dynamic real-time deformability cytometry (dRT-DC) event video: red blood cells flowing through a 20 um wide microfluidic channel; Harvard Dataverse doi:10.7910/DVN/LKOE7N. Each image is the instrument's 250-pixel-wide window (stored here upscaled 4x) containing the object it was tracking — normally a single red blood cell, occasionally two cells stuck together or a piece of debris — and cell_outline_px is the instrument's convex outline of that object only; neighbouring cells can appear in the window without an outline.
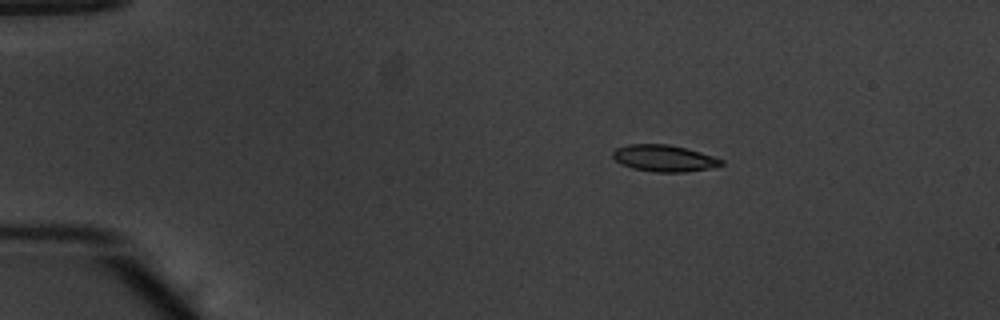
{"species": "common noctule bat (a hibernating species)", "species_latin": "Nyctalus noctula", "temperature_condition": "warm", "stored_images_in_passage": 53, "camera_frame_rate_fps": 3000, "um_per_image_px": 0.085, "animal": {"sex": "male", "body_mass_g": 20.1, "forearm_length_mm": 53.5}, "frame": {"image": 1, "passage_image": 9, "time_ms": 2.667, "image_size_px": [1000, 320], "cell_outline_px": [[724, 164], [712, 168], [684, 172], [656, 172], [632, 168], [620, 164], [612, 156], [612, 152], [616, 148], [628, 144], [668, 144], [700, 152], [724, 160]], "centroid_in_image_um": [56.43, 13.45], "position_along_channel_um": 28.6, "area_um2": 16.82}}
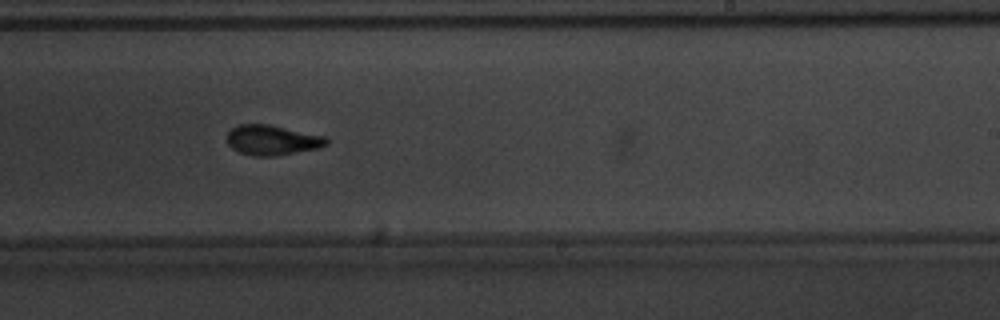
{"frame": {"image": 2, "passage_image": 33, "time_ms": 10.667, "image_size_px": [1000, 320], "cell_outline_px": [[328, 144], [316, 148], [276, 156], [252, 156], [240, 152], [232, 148], [228, 144], [228, 132], [232, 128], [240, 124], [268, 124], [324, 136], [328, 140]], "centroid_in_image_um": [23.11, 11.91], "position_along_channel_um": 265.9, "area_um2": 17.17}}
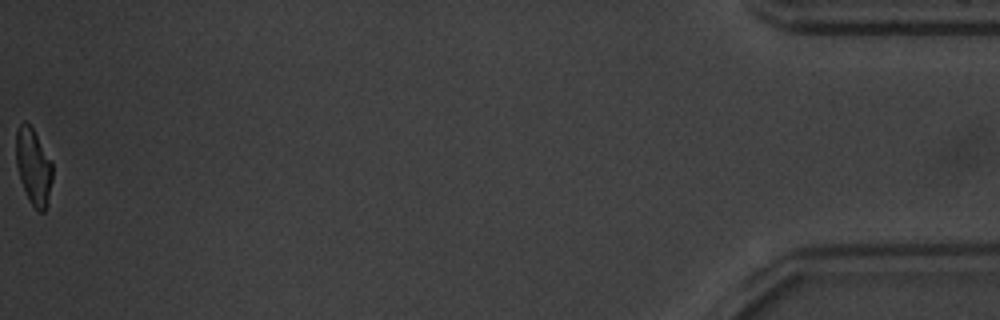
{"frame": {"image": 3, "passage_image": 53, "time_ms": 17.333, "image_size_px": [1000, 320], "cell_outline_px": [[52, 180], [44, 212], [36, 212], [28, 200], [20, 180], [16, 164], [16, 132], [20, 124], [24, 120], [32, 128], [52, 164]], "centroid_in_image_um": [2.82, 14.21], "position_along_channel_um": 432.4, "area_um2": 15.95}, "authors_computed_cell_mechanics": {"area_um2": 17.051, "velocity_mm_per_s": 3.8554, "shape_relaxation_time_tau1_ms": 3.4884, "shape_relaxation_time_tau2_ms": 1.8745, "deformation_change_tau1": 0.1621, "deformation_change_tau2": 0.0821}}